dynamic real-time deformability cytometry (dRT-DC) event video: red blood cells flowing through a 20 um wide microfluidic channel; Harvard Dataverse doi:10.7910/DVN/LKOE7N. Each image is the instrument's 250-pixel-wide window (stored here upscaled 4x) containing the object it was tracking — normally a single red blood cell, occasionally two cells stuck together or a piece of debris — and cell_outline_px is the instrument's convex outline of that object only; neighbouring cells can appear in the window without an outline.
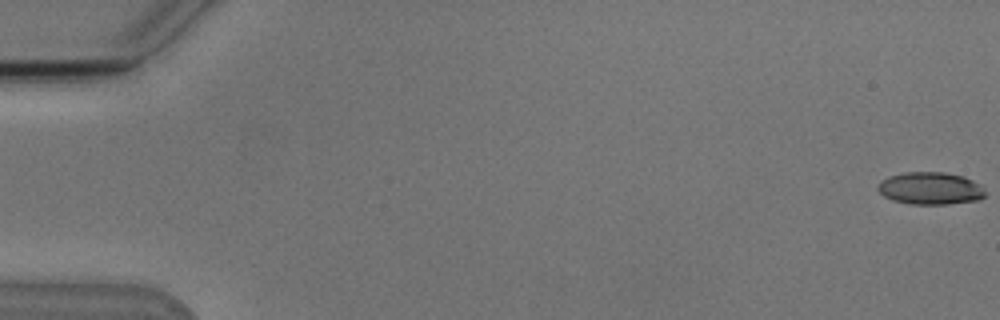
{"species": "Egyptian fruit bat (a non-hibernating species)", "species_latin": "Rousettus aegyptiacus", "temperature_condition": "cold", "stored_images_in_passage": 4, "camera_frame_rate_fps": 3000, "um_per_image_px": 0.085, "animal": {"sex": "male"}, "frame": {"image": 1, "passage_image": 1, "time_ms": 0.0, "image_size_px": [1000, 320], "cell_outline_px": [[984, 196], [980, 200], [948, 204], [912, 204], [892, 200], [884, 196], [876, 188], [876, 184], [880, 180], [888, 176], [904, 172], [944, 172], [960, 176], [972, 180], [980, 184], [984, 188]], "centroid_in_image_um": [79.04, 16.01], "position_along_channel_um": 6.0, "area_um2": 20.4}}